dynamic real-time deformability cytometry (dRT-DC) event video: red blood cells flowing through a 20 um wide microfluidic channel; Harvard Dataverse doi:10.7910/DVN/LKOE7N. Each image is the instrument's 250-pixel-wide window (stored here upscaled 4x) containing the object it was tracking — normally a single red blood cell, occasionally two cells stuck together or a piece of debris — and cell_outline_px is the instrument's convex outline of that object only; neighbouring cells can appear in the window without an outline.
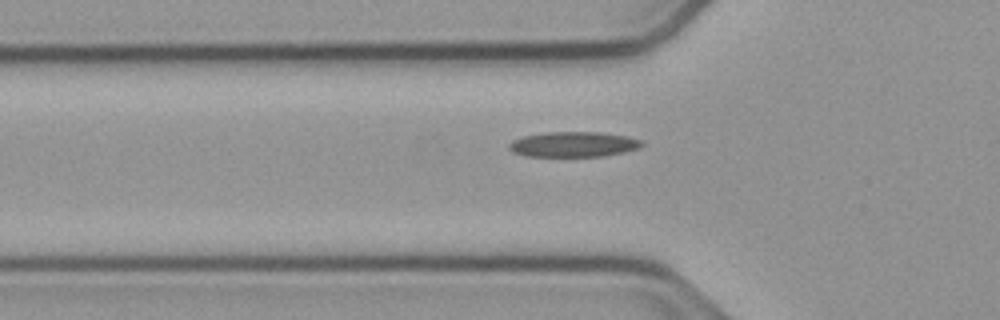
{"species": "common noctule bat (a hibernating species)", "species_latin": "Nyctalus noctula", "temperature_condition": "cold", "stored_images_in_passage": 37, "camera_frame_rate_fps": 3000, "um_per_image_px": 0.085, "animal": {"sex": "male", "body_mass_g": 23.1, "forearm_length_mm": 52.7}, "frame": {"image": 1, "passage_image": 5, "time_ms": 1.333, "image_size_px": [1000, 320], "cell_outline_px": [[644, 144], [640, 148], [624, 152], [604, 156], [524, 156], [512, 152], [508, 148], [508, 144], [512, 140], [524, 136], [544, 132], [600, 132], [628, 136], [644, 140]], "centroid_in_image_um": [48.76, 12.26], "position_along_channel_um": 77.0, "area_um2": 19.77}}
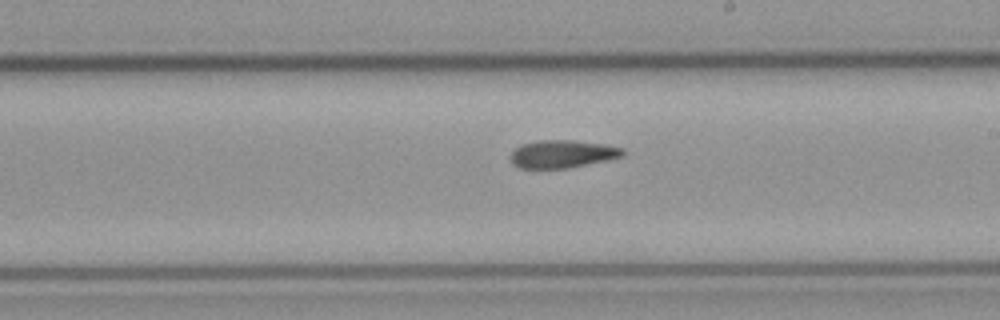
{"frame": {"image": 2, "passage_image": 18, "time_ms": 5.667, "image_size_px": [1000, 320], "cell_outline_px": [[624, 156], [608, 160], [568, 168], [520, 168], [512, 164], [508, 156], [520, 144], [540, 140], [572, 140], [608, 144], [624, 148]], "centroid_in_image_um": [47.81, 13.08], "position_along_channel_um": 241.2, "area_um2": 18.44}}
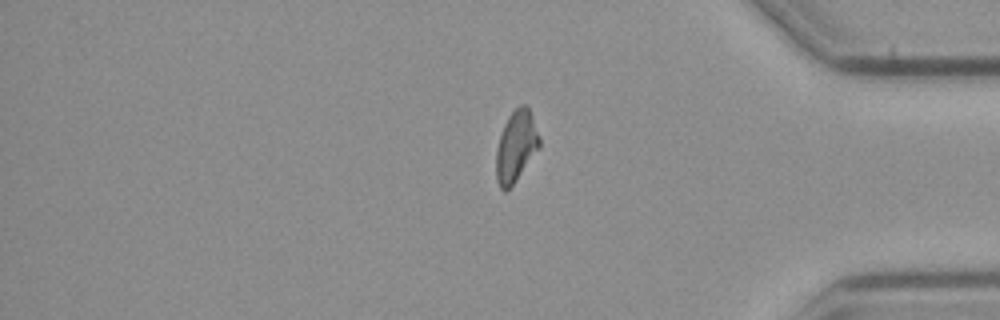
{"frame": {"image": 3, "passage_image": 32, "time_ms": 10.333, "image_size_px": [1000, 320], "cell_outline_px": [[540, 148], [516, 180], [504, 192], [500, 188], [496, 180], [496, 148], [504, 124], [508, 116], [520, 104], [524, 104], [528, 108], [532, 116], [540, 136]], "centroid_in_image_um": [43.86, 12.44], "position_along_channel_um": 391.3, "area_um2": 17.92}, "authors_computed_cell_mechanics": {"area_um2": 18.3804, "velocity_mm_per_s": 3.7618, "shape_relaxation_time_tau1_ms": null, "shape_relaxation_time_tau2_ms": 7.562, "deformation_change_tau1": null, "deformation_change_tau2": 0.1649}}